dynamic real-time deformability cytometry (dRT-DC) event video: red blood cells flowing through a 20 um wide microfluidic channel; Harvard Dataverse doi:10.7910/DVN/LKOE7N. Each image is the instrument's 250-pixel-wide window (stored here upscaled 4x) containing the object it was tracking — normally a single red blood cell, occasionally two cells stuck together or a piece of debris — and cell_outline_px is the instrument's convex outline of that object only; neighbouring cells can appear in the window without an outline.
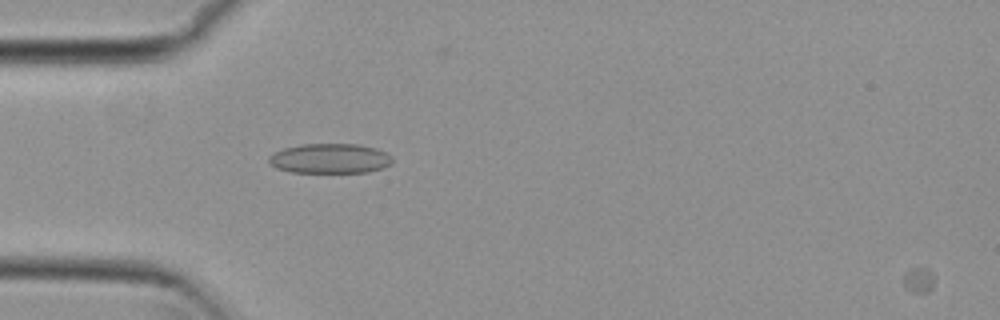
{"species": "common noctule bat (a hibernating species)", "species_latin": "Nyctalus noctula", "temperature_condition": "cold", "stored_images_in_passage": 42, "camera_frame_rate_fps": 3000, "um_per_image_px": 0.085, "animal": {"sex": "female", "body_mass_g": 29.2, "forearm_length_mm": 56.3}, "frame": {"image": 1, "passage_image": 4, "time_ms": 1.0, "image_size_px": [1000, 320], "cell_outline_px": [[376, 168], [356, 172], [300, 172], [284, 168], [292, 148], [320, 144], [336, 144], [364, 148]], "centroid_in_image_um": [27.96, 13.52], "position_along_channel_um": 57.0, "area_um2": 15.26}}
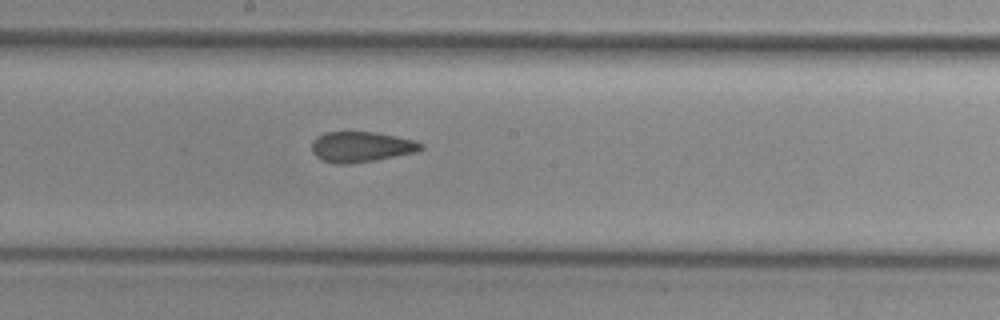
{"frame": {"image": 2, "passage_image": 17, "time_ms": 5.333, "image_size_px": [1000, 320], "cell_outline_px": [[420, 148], [404, 152], [364, 160], [328, 160], [320, 156], [316, 152], [316, 140], [324, 136], [336, 132], [364, 132], [388, 136], [420, 144]], "centroid_in_image_um": [30.65, 12.42], "position_along_channel_um": 217.5, "area_um2": 15.72}}
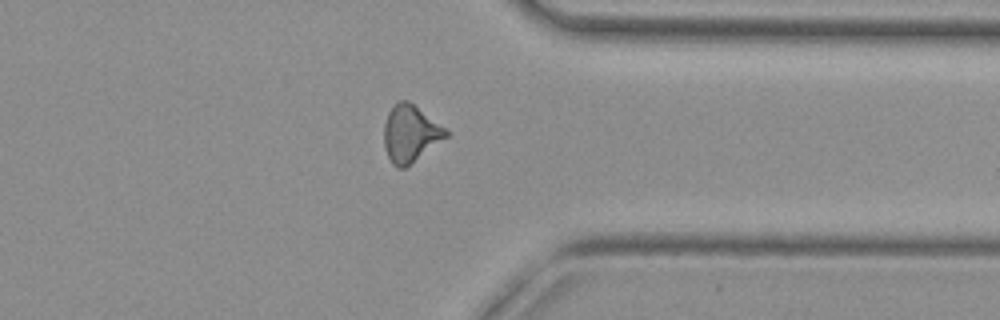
{"frame": {"image": 3, "passage_image": 30, "time_ms": 9.667, "image_size_px": [1000, 320], "cell_outline_px": [[448, 132], [444, 136], [408, 164], [396, 164], [392, 160], [388, 152], [384, 136], [388, 116], [392, 108], [396, 104], [412, 104]], "centroid_in_image_um": [34.86, 11.33], "position_along_channel_um": 376.5, "area_um2": 17.8}, "authors_computed_cell_mechanics": {"area_um2": 16.2418, "velocity_mm_per_s": 3.8049, "shape_relaxation_time_tau1_ms": null, "shape_relaxation_time_tau2_ms": 2.7222, "deformation_change_tau1": null, "deformation_change_tau2": 0.1038}}